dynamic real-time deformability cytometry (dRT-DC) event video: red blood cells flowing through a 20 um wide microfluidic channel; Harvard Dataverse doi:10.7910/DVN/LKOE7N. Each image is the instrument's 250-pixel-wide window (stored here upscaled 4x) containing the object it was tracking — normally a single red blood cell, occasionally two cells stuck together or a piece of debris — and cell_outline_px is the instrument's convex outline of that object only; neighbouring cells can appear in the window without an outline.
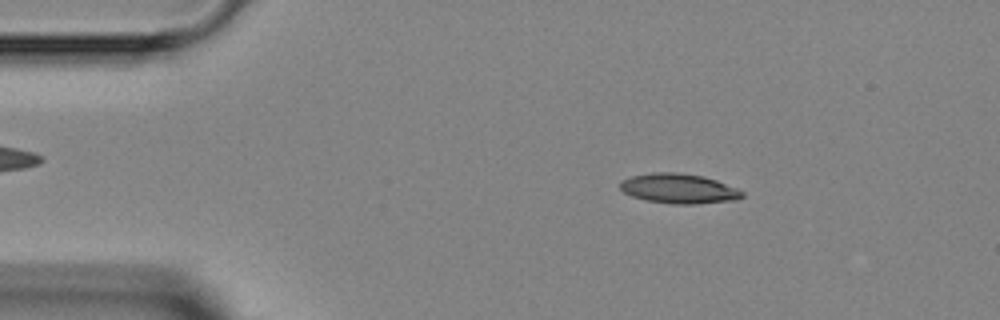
{"species": "Egyptian fruit bat (a non-hibernating species)", "species_latin": "Rousettus aegyptiacus", "temperature_condition": "room temperature", "stored_images_in_passage": 5, "camera_frame_rate_fps": 3000, "um_per_image_px": 0.085, "animal": {"sex": "female"}, "frame": {"image": 1, "passage_image": 2, "time_ms": 1.0, "image_size_px": [1000, 320], "cell_outline_px": [[744, 196], [736, 200], [696, 204], [672, 204], [648, 200], [632, 196], [624, 192], [620, 188], [620, 184], [624, 180], [632, 176], [652, 172], [676, 172], [704, 176], [716, 180], [736, 188], [744, 192]], "centroid_in_image_um": [57.73, 16.03], "position_along_channel_um": 27.3, "area_um2": 21.1}}
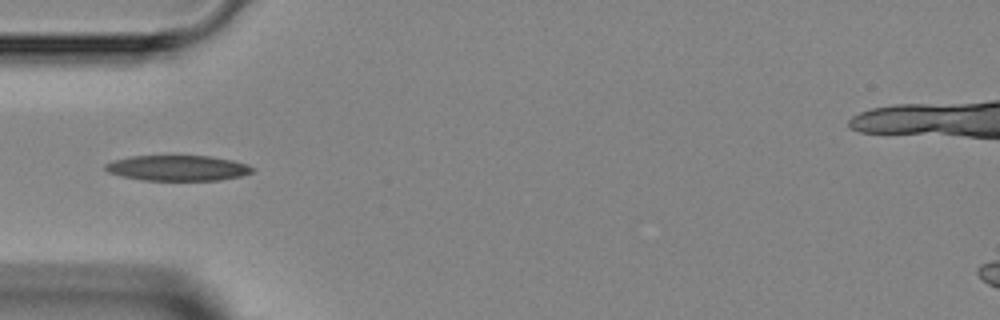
{"frame": {"image": 2, "passage_image": 4, "time_ms": 3.333, "image_size_px": [1000, 320], "cell_outline_px": [[256, 168], [252, 172], [240, 176], [220, 180], [144, 180], [124, 176], [108, 172], [104, 168], [104, 164], [112, 160], [132, 156], [212, 156], [232, 160], [248, 164]], "centroid_in_image_um": [15.12, 14.27], "position_along_channel_um": 69.9, "area_um2": 21.79}}
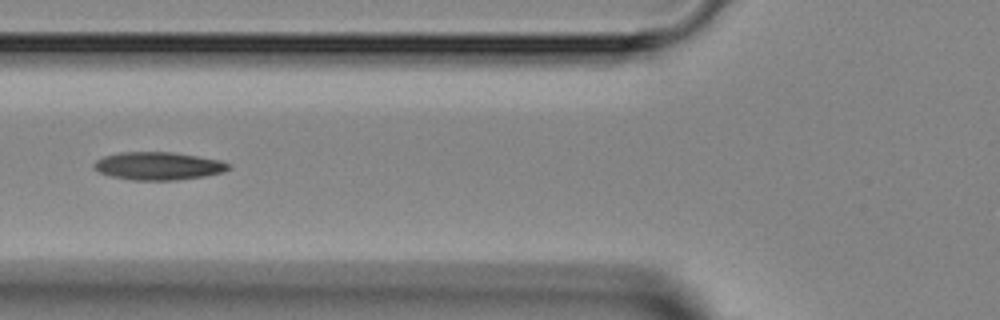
{"frame": {"image": 3, "passage_image": 5, "time_ms": 4.333, "image_size_px": [1000, 320], "cell_outline_px": [[232, 168], [224, 172], [204, 176], [176, 180], [132, 180], [112, 176], [100, 172], [92, 168], [92, 164], [96, 160], [104, 156], [120, 152], [172, 152], [220, 160], [232, 164]], "centroid_in_image_um": [13.47, 14.1], "position_along_channel_um": 112.3, "area_um2": 21.96}}